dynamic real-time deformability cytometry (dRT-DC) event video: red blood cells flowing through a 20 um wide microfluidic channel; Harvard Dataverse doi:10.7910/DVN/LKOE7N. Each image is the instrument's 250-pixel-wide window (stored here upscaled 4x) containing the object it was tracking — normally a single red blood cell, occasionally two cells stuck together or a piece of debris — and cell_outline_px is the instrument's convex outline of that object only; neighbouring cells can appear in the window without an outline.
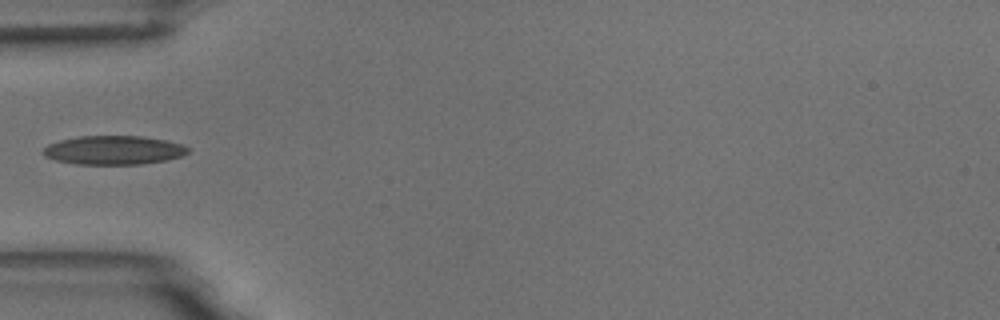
{"species": "common noctule bat (a hibernating species)", "species_latin": "Nyctalus noctula", "temperature_condition": "room temperature", "stored_images_in_passage": 4, "camera_frame_rate_fps": 3000, "um_per_image_px": 0.085, "animal": {"sex": "male", "body_mass_g": 18.8}, "frame": {"image": 1, "passage_image": 4, "time_ms": 4.333, "image_size_px": [1000, 320], "cell_outline_px": [[188, 152], [180, 156], [168, 160], [140, 164], [76, 164], [56, 160], [44, 156], [40, 152], [48, 144], [60, 140], [80, 136], [140, 136], [164, 140], [180, 144], [188, 148]], "centroid_in_image_um": [9.61, 12.76], "position_along_channel_um": 75.4, "area_um2": 24.22}}